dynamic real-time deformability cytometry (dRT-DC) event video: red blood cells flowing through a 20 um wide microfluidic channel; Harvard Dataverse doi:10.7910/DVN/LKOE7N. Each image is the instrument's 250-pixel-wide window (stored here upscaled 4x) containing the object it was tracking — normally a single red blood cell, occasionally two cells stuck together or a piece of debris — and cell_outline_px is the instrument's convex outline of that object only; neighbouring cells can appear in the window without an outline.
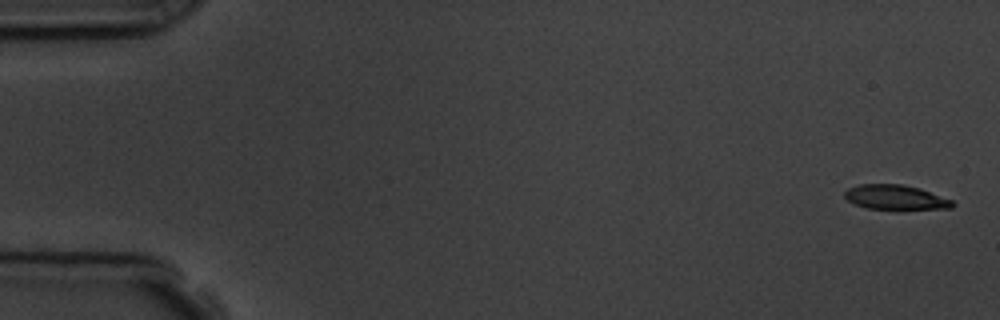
{"species": "common noctule bat (a hibernating species)", "species_latin": "Nyctalus noctula", "temperature_condition": "room temperature", "stored_images_in_passage": 5, "camera_frame_rate_fps": 3000, "um_per_image_px": 0.085, "animal": {"sex": "male", "body_mass_g": 19.5, "forearm_length_mm": 54.6}, "frame": {"image": 1, "passage_image": 1, "time_ms": 0.0, "image_size_px": [1000, 320], "cell_outline_px": [[956, 204], [952, 208], [896, 212], [868, 208], [856, 204], [848, 200], [844, 196], [844, 192], [848, 188], [860, 184], [904, 184], [920, 188], [952, 200]], "centroid_in_image_um": [76.18, 16.82], "position_along_channel_um": 8.8, "area_um2": 16.36}}
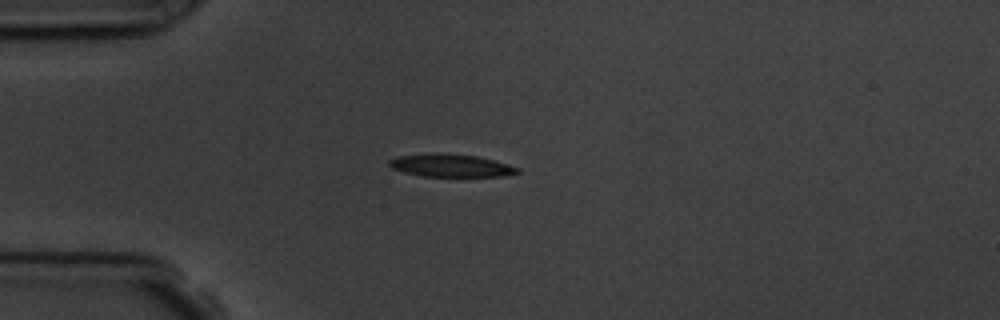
{"frame": {"image": 2, "passage_image": 5, "time_ms": 4.333, "image_size_px": [1000, 320], "cell_outline_px": [[520, 172], [504, 176], [424, 176], [404, 172], [392, 168], [388, 164], [388, 160], [400, 156], [476, 156], [508, 164], [520, 168]], "centroid_in_image_um": [38.4, 14.13], "position_along_channel_um": 46.6, "area_um2": 15.78}}